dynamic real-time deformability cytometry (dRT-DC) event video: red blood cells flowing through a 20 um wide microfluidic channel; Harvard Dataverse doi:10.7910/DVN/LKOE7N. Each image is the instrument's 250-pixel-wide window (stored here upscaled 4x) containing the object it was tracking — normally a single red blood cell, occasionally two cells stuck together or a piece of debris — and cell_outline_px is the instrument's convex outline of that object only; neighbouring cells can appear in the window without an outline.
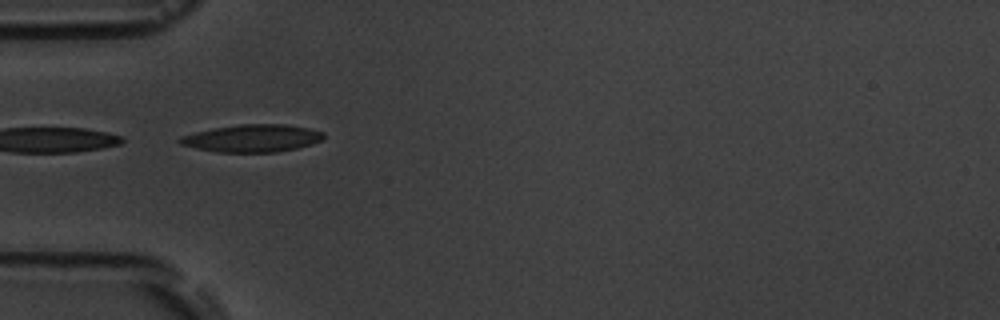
{"species": "common noctule bat (a hibernating species)", "species_latin": "Nyctalus noctula", "temperature_condition": "room temperature", "stored_images_in_passage": 4, "camera_frame_rate_fps": 3000, "um_per_image_px": 0.085, "animal": {"sex": "male", "body_mass_g": 19.5, "forearm_length_mm": 54.6}, "frame": {"image": 1, "passage_image": 4, "time_ms": 3.667, "image_size_px": [1000, 320], "cell_outline_px": [[324, 140], [312, 144], [296, 148], [276, 152], [216, 152], [196, 148], [180, 144], [176, 140], [180, 136], [212, 128], [240, 124], [288, 124], [308, 128], [324, 132]], "centroid_in_image_um": [21.45, 11.75], "position_along_channel_um": 63.6, "area_um2": 23.18}}